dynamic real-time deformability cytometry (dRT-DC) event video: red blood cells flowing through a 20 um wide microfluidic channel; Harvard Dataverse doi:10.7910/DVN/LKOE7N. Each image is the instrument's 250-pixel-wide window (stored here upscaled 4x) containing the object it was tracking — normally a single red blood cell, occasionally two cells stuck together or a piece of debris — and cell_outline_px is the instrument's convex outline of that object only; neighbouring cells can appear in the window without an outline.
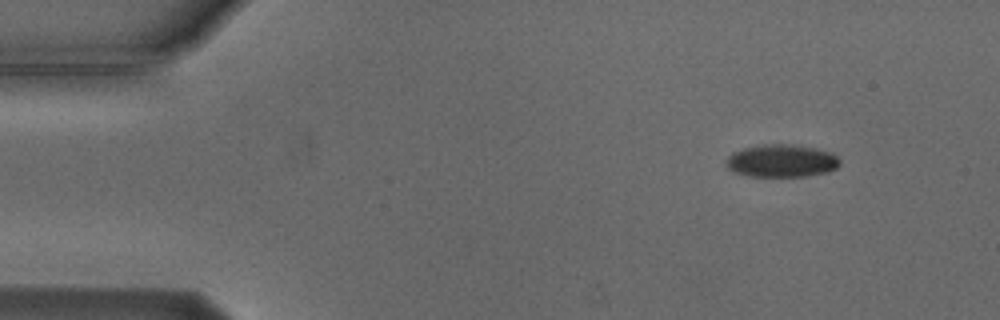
{"species": "Egyptian fruit bat (a non-hibernating species)", "species_latin": "Rousettus aegyptiacus", "temperature_condition": "cold", "stored_images_in_passage": 7, "camera_frame_rate_fps": 3000, "um_per_image_px": 0.085, "animal": {"sex": "male"}, "frame": {"image": 1, "passage_image": 1, "time_ms": 0.0, "image_size_px": [1000, 320], "cell_outline_px": [[840, 164], [836, 168], [828, 172], [804, 176], [748, 176], [736, 172], [728, 168], [728, 156], [732, 152], [744, 148], [764, 144], [792, 144], [816, 148], [832, 152], [840, 160]], "centroid_in_image_um": [66.47, 13.66], "position_along_channel_um": 18.5, "area_um2": 21.56}}
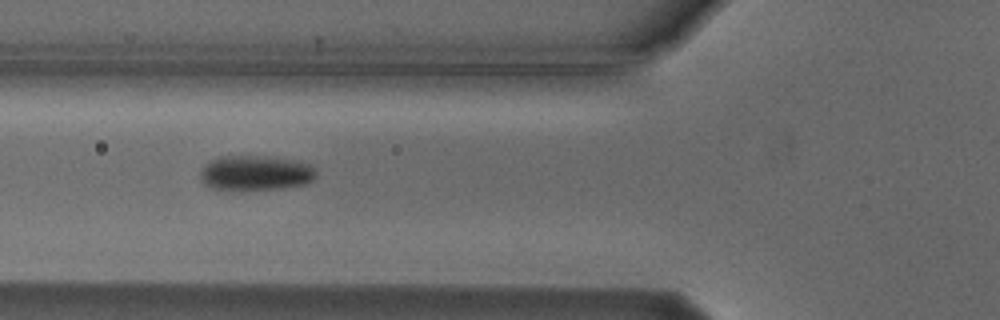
{"frame": {"image": 2, "passage_image": 5, "time_ms": 4.667, "image_size_px": [1000, 320], "cell_outline_px": [[316, 176], [312, 180], [304, 184], [280, 188], [228, 192], [212, 188], [204, 184], [200, 180], [200, 172], [204, 164], [220, 156], [264, 156], [296, 160], [308, 164], [316, 172]], "centroid_in_image_um": [21.65, 14.73], "position_along_channel_um": 104.2, "area_um2": 24.04}}
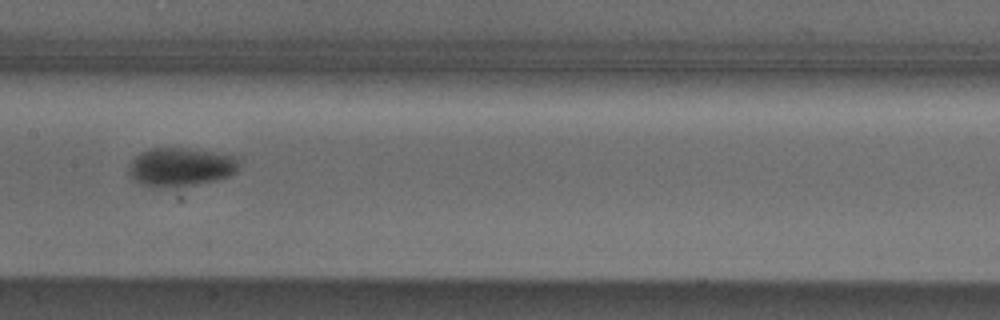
{"frame": {"image": 3, "passage_image": 7, "time_ms": 7.0, "image_size_px": [1000, 320], "cell_outline_px": [[236, 172], [228, 176], [216, 180], [176, 188], [168, 188], [140, 184], [128, 172], [128, 168], [132, 160], [140, 152], [148, 148], [180, 148], [236, 156]], "centroid_in_image_um": [15.29, 14.21], "position_along_channel_um": 192.1, "area_um2": 24.45}}